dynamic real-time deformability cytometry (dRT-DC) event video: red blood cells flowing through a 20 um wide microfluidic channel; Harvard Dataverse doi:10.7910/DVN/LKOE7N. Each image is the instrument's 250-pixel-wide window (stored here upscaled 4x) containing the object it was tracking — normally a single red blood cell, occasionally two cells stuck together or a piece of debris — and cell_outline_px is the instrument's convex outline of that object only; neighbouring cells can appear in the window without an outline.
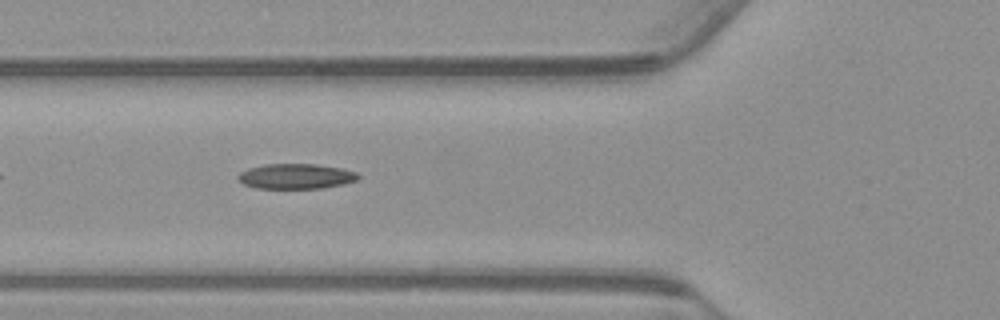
{"species": "common noctule bat (a hibernating species)", "species_latin": "Nyctalus noctula", "temperature_condition": "warm", "stored_images_in_passage": 13, "camera_frame_rate_fps": 3000, "um_per_image_px": 0.085, "animal": {"sex": "male", "body_mass_g": 23.1, "forearm_length_mm": 52.7}, "frame": {"image": 1, "passage_image": 4, "time_ms": 1.0, "image_size_px": [1000, 320], "cell_outline_px": [[360, 176], [356, 180], [344, 184], [320, 188], [256, 188], [244, 184], [236, 176], [240, 172], [248, 168], [264, 164], [316, 164], [340, 168], [356, 172]], "centroid_in_image_um": [25.14, 14.98], "position_along_channel_um": 100.7, "area_um2": 17.51}}
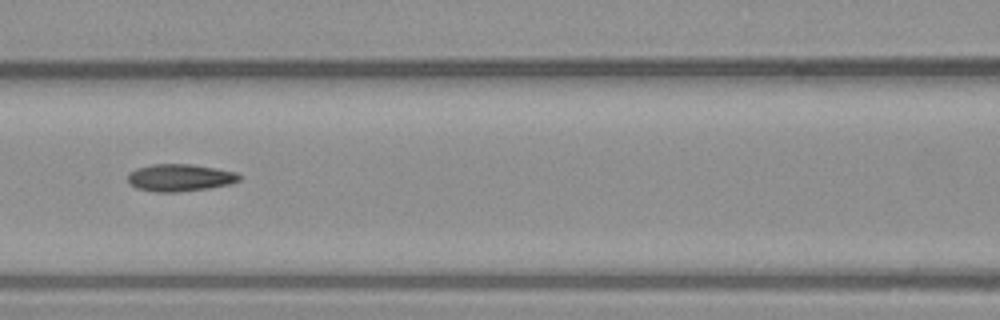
{"frame": {"image": 2, "passage_image": 8, "time_ms": 2.333, "image_size_px": [1000, 320], "cell_outline_px": [[244, 176], [240, 180], [232, 184], [208, 188], [176, 192], [156, 192], [136, 188], [128, 184], [128, 172], [136, 168], [152, 164], [192, 164], [216, 168], [236, 172]], "centroid_in_image_um": [15.3, 15.1], "position_along_channel_um": 151.3, "area_um2": 17.98}}
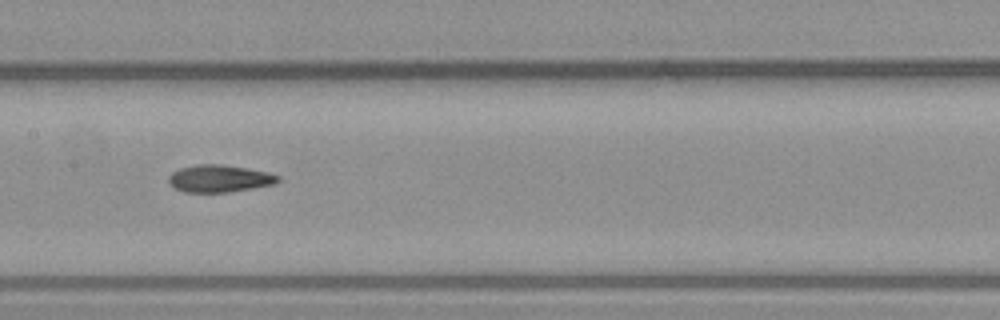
{"frame": {"image": 3, "passage_image": 11, "time_ms": 3.333, "image_size_px": [1000, 320], "cell_outline_px": [[280, 180], [272, 184], [252, 188], [228, 192], [184, 192], [176, 188], [168, 180], [168, 176], [172, 172], [180, 168], [196, 164], [220, 164], [248, 168], [268, 172], [280, 176]], "centroid_in_image_um": [18.65, 15.16], "position_along_channel_um": 188.8, "area_um2": 17.28}}